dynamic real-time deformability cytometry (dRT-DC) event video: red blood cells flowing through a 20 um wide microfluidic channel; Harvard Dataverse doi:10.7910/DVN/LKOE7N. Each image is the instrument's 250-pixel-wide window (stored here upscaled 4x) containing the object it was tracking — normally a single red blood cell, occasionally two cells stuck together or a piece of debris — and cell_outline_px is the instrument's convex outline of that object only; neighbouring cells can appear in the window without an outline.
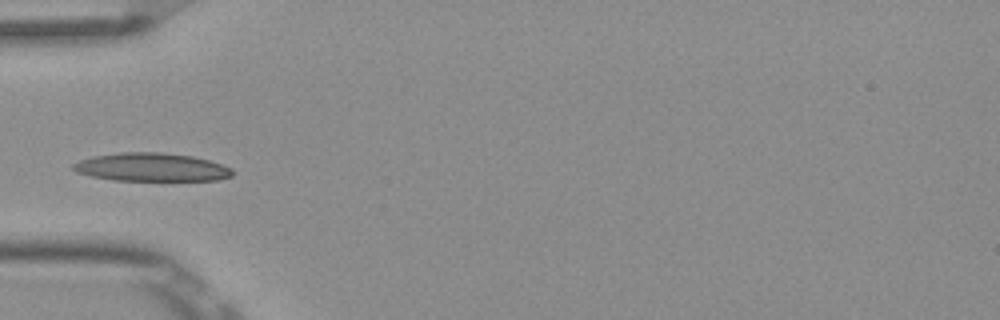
{"species": "Egyptian fruit bat (a non-hibernating species)", "species_latin": "Rousettus aegyptiacus", "temperature_condition": "room temperature", "stored_images_in_passage": 4, "camera_frame_rate_fps": 3000, "um_per_image_px": 0.085, "frame": {"image": 1, "passage_image": 3, "time_ms": 0.667, "image_size_px": [1000, 320], "cell_outline_px": [[236, 172], [232, 176], [216, 180], [112, 180], [92, 176], [76, 172], [72, 168], [72, 164], [80, 160], [92, 156], [120, 152], [160, 152], [192, 156], [208, 160], [232, 168]], "centroid_in_image_um": [12.87, 14.21], "position_along_channel_um": 72.1, "area_um2": 26.24}}
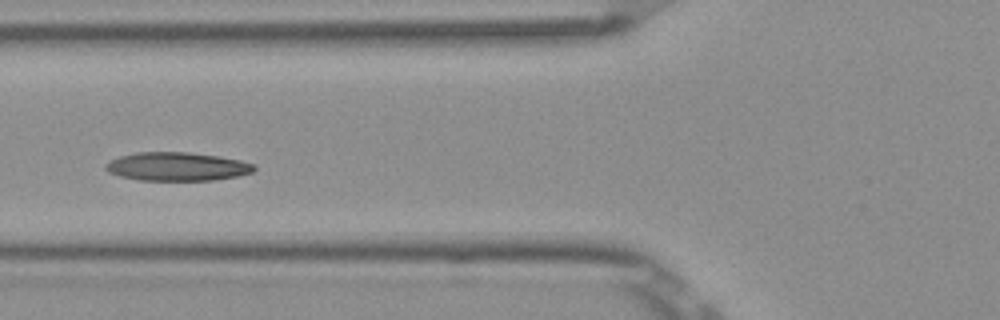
{"frame": {"image": 2, "passage_image": 4, "time_ms": 1.0, "image_size_px": [1000, 320], "cell_outline_px": [[256, 168], [252, 172], [236, 176], [212, 180], [140, 180], [120, 176], [108, 172], [104, 168], [104, 164], [108, 160], [120, 156], [136, 152], [188, 152], [216, 156], [240, 160], [256, 164]], "centroid_in_image_um": [15.01, 14.15], "position_along_channel_um": 110.8, "area_um2": 24.68}}